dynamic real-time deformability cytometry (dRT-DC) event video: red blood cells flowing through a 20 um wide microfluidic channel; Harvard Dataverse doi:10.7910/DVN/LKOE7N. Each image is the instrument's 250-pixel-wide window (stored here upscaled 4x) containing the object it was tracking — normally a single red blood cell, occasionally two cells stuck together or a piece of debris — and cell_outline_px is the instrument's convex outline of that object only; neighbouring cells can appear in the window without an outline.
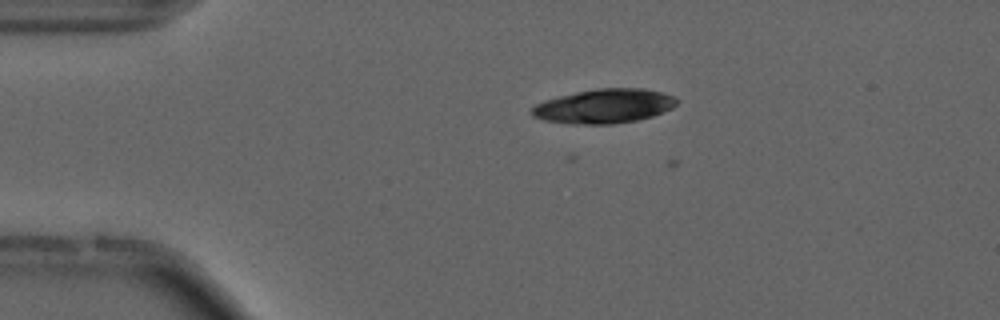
{"species": "common noctule bat (a hibernating species)", "species_latin": "Nyctalus noctula", "temperature_condition": "cold", "stored_images_in_passage": 4, "camera_frame_rate_fps": 3000, "um_per_image_px": 0.085, "animal": {"sex": "male", "forearm_length_mm": 52.5}, "frame": {"image": 1, "passage_image": 1, "time_ms": 0.0, "image_size_px": [1000, 320], "cell_outline_px": [[680, 100], [672, 108], [652, 116], [636, 120], [612, 124], [572, 124], [544, 120], [532, 116], [532, 108], [536, 104], [544, 100], [576, 92], [596, 88], [644, 88], [664, 92], [676, 96]], "centroid_in_image_um": [51.39, 9.01], "position_along_channel_um": 33.6, "area_um2": 29.07}}